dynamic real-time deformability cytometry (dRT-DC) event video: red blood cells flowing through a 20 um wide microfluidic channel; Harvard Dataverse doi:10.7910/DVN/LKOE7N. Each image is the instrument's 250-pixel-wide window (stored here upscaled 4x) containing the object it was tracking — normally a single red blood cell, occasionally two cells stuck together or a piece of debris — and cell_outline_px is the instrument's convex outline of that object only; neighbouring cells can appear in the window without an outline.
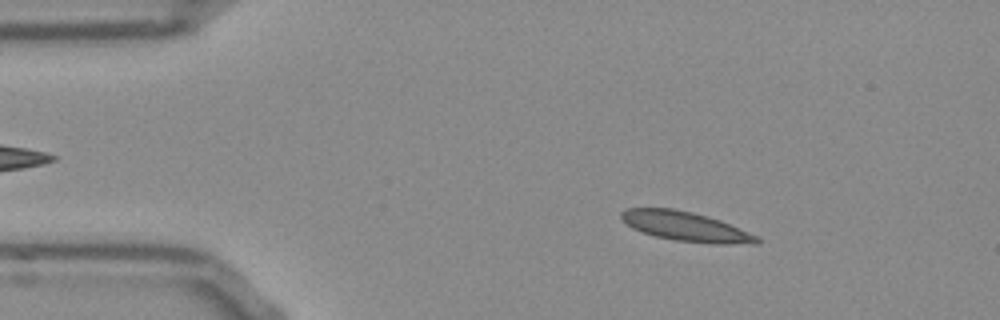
{"species": "Egyptian fruit bat (a non-hibernating species)", "species_latin": "Rousettus aegyptiacus", "temperature_condition": "room temperature", "stored_images_in_passage": 52, "camera_frame_rate_fps": 3000, "um_per_image_px": 0.085, "frame": {"image": 1, "passage_image": 7, "time_ms": 2.0, "image_size_px": [1000, 320], "cell_outline_px": [[760, 244], [712, 244], [676, 240], [656, 236], [640, 232], [632, 228], [620, 216], [620, 212], [628, 208], [672, 208], [692, 212], [708, 216], [720, 220], [756, 236], [760, 240]], "centroid_in_image_um": [58.28, 19.25], "position_along_channel_um": 26.7, "area_um2": 23.12}}
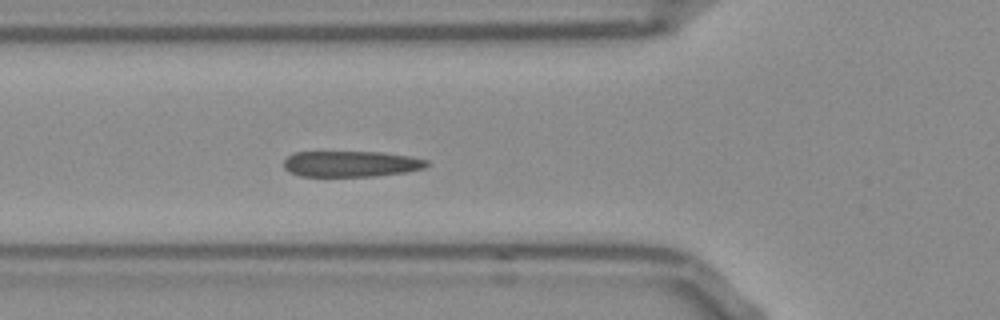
{"frame": {"image": 2, "passage_image": 17, "time_ms": 5.333, "image_size_px": [1000, 320], "cell_outline_px": [[428, 164], [424, 168], [408, 172], [376, 176], [300, 176], [288, 172], [284, 168], [284, 160], [292, 152], [380, 152], [408, 156], [428, 160]], "centroid_in_image_um": [29.81, 13.93], "position_along_channel_um": 96.0, "area_um2": 21.68}}
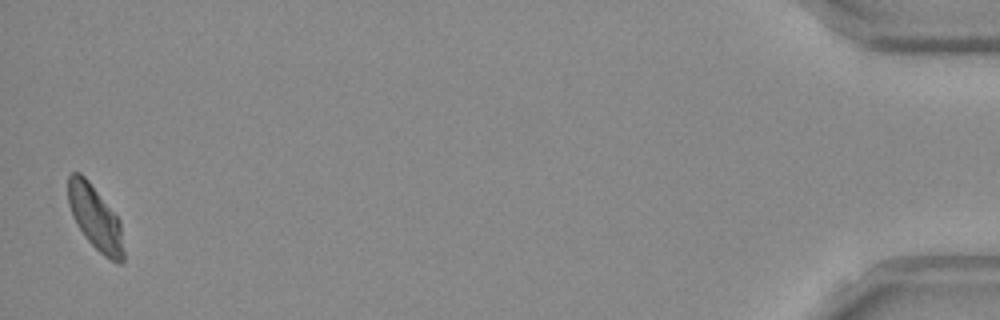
{"frame": {"image": 3, "passage_image": 51, "time_ms": 16.667, "image_size_px": [1000, 320], "cell_outline_px": [[124, 260], [120, 264], [116, 264], [104, 256], [84, 236], [76, 224], [72, 216], [68, 204], [68, 176], [72, 172], [80, 172], [88, 180], [120, 220], [124, 252]], "centroid_in_image_um": [8.1, 18.53], "position_along_channel_um": 427.1, "area_um2": 20.81}, "authors_computed_cell_mechanics": {"area_um2": 21.9062, "velocity_mm_per_s": 3.769, "shape_relaxation_time_tau1_ms": 6.076, "shape_relaxation_time_tau2_ms": 1.1761, "deformation_change_tau1": 0.1534, "deformation_change_tau2": 0.0608}}